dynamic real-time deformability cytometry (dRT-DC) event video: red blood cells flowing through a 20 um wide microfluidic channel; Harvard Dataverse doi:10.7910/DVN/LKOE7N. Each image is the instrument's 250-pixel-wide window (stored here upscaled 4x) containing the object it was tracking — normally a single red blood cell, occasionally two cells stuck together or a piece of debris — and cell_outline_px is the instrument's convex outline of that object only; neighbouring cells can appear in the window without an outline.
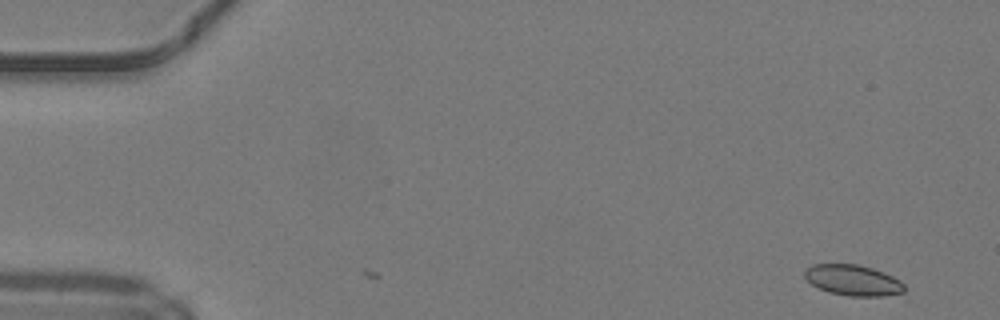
{"species": "common noctule bat (a hibernating species)", "species_latin": "Nyctalus noctula", "temperature_condition": "warm", "stored_images_in_passage": 39, "camera_frame_rate_fps": 3000, "um_per_image_px": 0.085, "animal": {"sex": "male", "body_mass_g": 19.2, "forearm_length_mm": 51.8}, "frame": {"image": 1, "passage_image": 1, "time_ms": 0.0, "image_size_px": [1000, 320], "cell_outline_px": [[904, 292], [884, 296], [848, 296], [828, 292], [812, 284], [804, 276], [804, 272], [812, 264], [856, 264], [872, 268], [892, 276], [900, 280], [904, 284]], "centroid_in_image_um": [72.51, 23.82], "position_along_channel_um": 12.5, "area_um2": 17.74}}
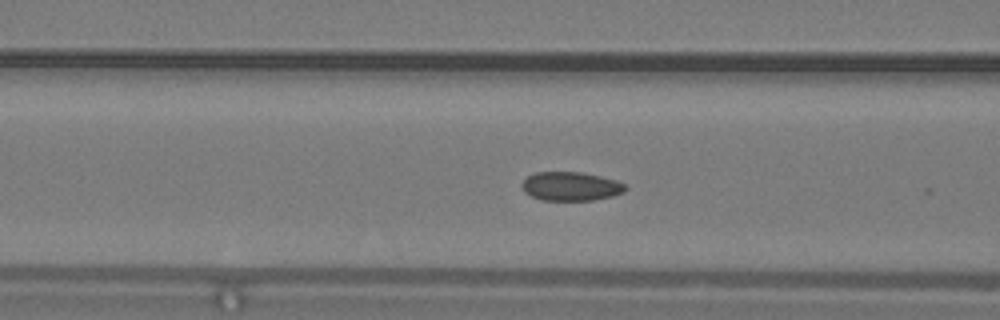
{"frame": {"image": 2, "passage_image": 18, "time_ms": 5.667, "image_size_px": [1000, 320], "cell_outline_px": [[628, 188], [624, 192], [612, 196], [592, 200], [540, 200], [524, 192], [520, 184], [528, 176], [536, 172], [580, 172], [600, 176], [616, 180], [624, 184]], "centroid_in_image_um": [48.51, 15.84], "position_along_channel_um": 118.1, "area_um2": 17.4}}
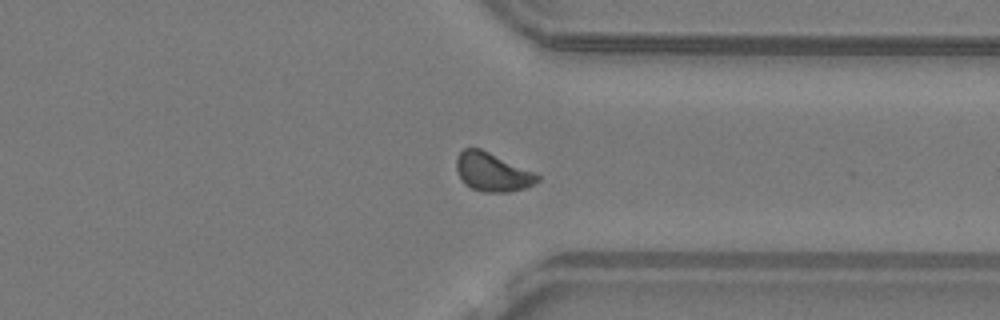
{"frame": {"image": 3, "passage_image": 36, "time_ms": 11.667, "image_size_px": [1000, 320], "cell_outline_px": [[540, 180], [524, 188], [508, 192], [484, 192], [472, 188], [464, 184], [456, 168], [456, 156], [464, 148], [480, 148], [536, 172], [540, 176]], "centroid_in_image_um": [41.85, 14.62], "position_along_channel_um": 369.5, "area_um2": 18.26}, "authors_computed_cell_mechanics": {"area_um2": 17.9758, "velocity_mm_per_s": 4.2121, "shape_relaxation_time_tau1_ms": null, "shape_relaxation_time_tau2_ms": 1.3382, "deformation_change_tau1": null, "deformation_change_tau2": 0.0534}}